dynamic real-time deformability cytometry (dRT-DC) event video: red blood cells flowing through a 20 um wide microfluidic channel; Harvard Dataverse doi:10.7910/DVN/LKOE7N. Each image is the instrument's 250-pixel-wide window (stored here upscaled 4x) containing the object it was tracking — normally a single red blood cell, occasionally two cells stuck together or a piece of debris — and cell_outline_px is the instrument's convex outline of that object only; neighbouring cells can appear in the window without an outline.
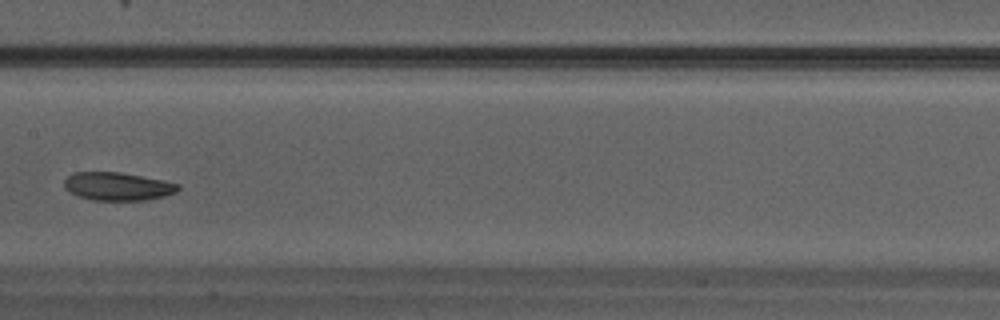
{"species": "Egyptian fruit bat (a non-hibernating species)", "species_latin": "Rousettus aegyptiacus", "temperature_condition": "warm", "stored_images_in_passage": 31, "camera_frame_rate_fps": 3000, "um_per_image_px": 0.085, "animal": {"sex": "male"}, "frame": {"image": 1, "passage_image": 14, "time_ms": 4.333, "image_size_px": [1000, 320], "cell_outline_px": [[180, 188], [176, 192], [164, 196], [144, 200], [92, 200], [76, 196], [64, 188], [64, 180], [68, 176], [76, 172], [120, 172], [164, 180], [180, 184]], "centroid_in_image_um": [9.99, 15.84], "position_along_channel_um": 197.4, "area_um2": 18.73}}